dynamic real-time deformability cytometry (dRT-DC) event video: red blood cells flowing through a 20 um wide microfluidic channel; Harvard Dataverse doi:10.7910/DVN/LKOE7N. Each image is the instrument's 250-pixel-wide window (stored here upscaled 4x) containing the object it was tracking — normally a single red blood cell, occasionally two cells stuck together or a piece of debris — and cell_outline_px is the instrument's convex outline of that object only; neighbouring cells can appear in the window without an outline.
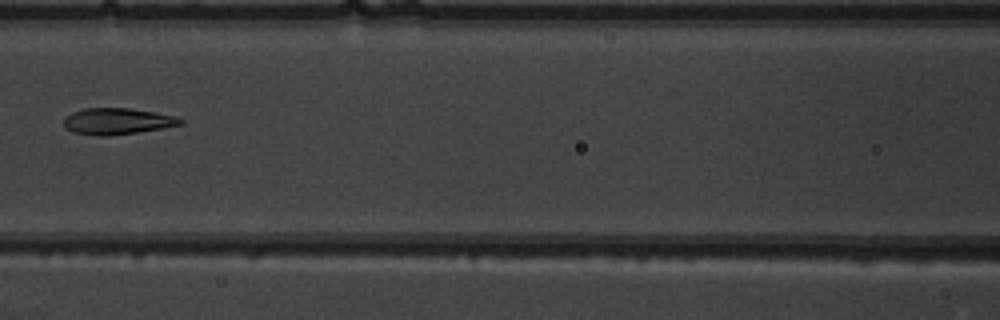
{"species": "common noctule bat (a hibernating species)", "species_latin": "Nyctalus noctula", "temperature_condition": "warm", "stored_images_in_passage": 5, "camera_frame_rate_fps": 3000, "um_per_image_px": 0.085, "animal": {"sex": "male", "body_mass_g": 19.5, "forearm_length_mm": 54.6}, "frame": {"image": 1, "passage_image": 5, "time_ms": 4.667, "image_size_px": [1000, 320], "cell_outline_px": [[184, 124], [136, 132], [108, 136], [100, 136], [72, 132], [64, 128], [64, 116], [72, 112], [84, 108], [128, 108], [156, 112], [176, 116], [184, 120]], "centroid_in_image_um": [9.94, 10.3], "position_along_channel_um": 156.7, "area_um2": 17.98}}